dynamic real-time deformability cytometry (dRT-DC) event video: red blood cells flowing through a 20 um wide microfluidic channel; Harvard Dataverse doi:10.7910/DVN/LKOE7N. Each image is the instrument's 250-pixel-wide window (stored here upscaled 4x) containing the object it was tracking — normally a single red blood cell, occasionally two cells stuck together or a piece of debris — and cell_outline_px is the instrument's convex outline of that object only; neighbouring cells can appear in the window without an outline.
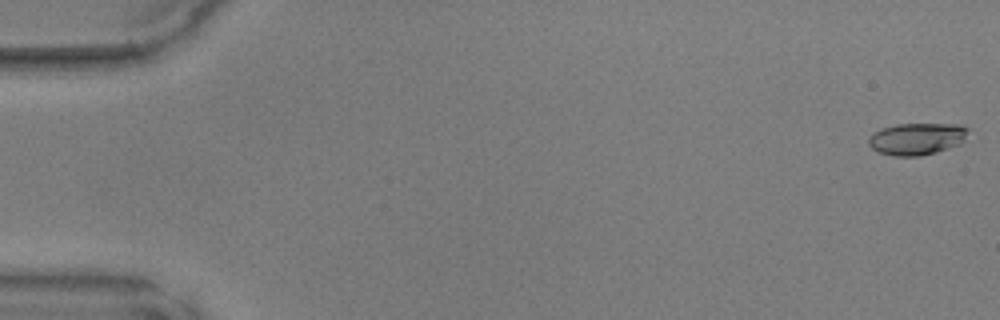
{"species": "common noctule bat (a hibernating species)", "species_latin": "Nyctalus noctula", "temperature_condition": "warm", "stored_images_in_passage": 6, "camera_frame_rate_fps": 3000, "um_per_image_px": 0.085, "animal": {"sex": "male", "body_mass_g": 17.9, "forearm_length_mm": 54.2}, "frame": {"image": 1, "passage_image": 1, "time_ms": 0.0, "image_size_px": [1000, 320], "cell_outline_px": [[968, 128], [964, 140], [960, 144], [936, 152], [920, 156], [892, 156], [880, 152], [872, 148], [868, 144], [868, 140], [876, 132], [884, 128], [896, 124], [960, 124]], "centroid_in_image_um": [77.96, 11.8], "position_along_channel_um": 7.0, "area_um2": 18.32}}